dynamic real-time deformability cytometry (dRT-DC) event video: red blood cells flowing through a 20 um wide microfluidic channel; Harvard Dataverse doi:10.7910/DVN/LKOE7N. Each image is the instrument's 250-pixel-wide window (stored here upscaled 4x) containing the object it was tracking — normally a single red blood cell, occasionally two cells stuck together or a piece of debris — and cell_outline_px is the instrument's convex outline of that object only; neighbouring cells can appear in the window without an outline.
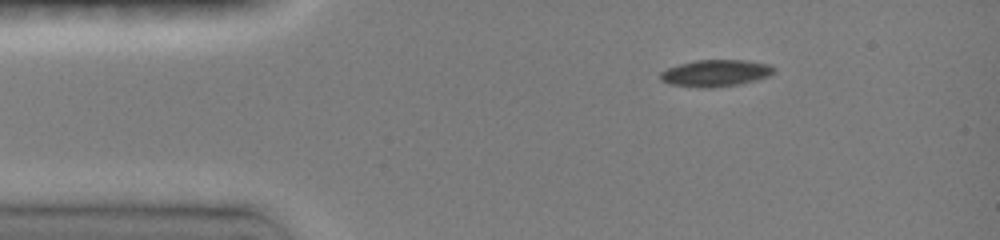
{"species": "common noctule bat (a hibernating species)", "species_latin": "Nyctalus noctula", "temperature_condition": "room temperature", "stored_images_in_passage": 3, "camera_frame_rate_fps": 3000, "um_per_image_px": 0.085, "animal": {"sex": "female", "body_mass_g": 19.0, "forearm_length_mm": 51.5}, "frame": {"image": 1, "passage_image": 1, "time_ms": 0.0, "image_size_px": [1000, 240], "cell_outline_px": [[776, 72], [768, 76], [740, 84], [712, 88], [696, 88], [668, 84], [660, 80], [660, 72], [668, 68], [692, 60], [748, 60], [768, 64], [776, 68]], "centroid_in_image_um": [60.81, 6.22], "position_along_channel_um": 24.2, "area_um2": 17.98}}